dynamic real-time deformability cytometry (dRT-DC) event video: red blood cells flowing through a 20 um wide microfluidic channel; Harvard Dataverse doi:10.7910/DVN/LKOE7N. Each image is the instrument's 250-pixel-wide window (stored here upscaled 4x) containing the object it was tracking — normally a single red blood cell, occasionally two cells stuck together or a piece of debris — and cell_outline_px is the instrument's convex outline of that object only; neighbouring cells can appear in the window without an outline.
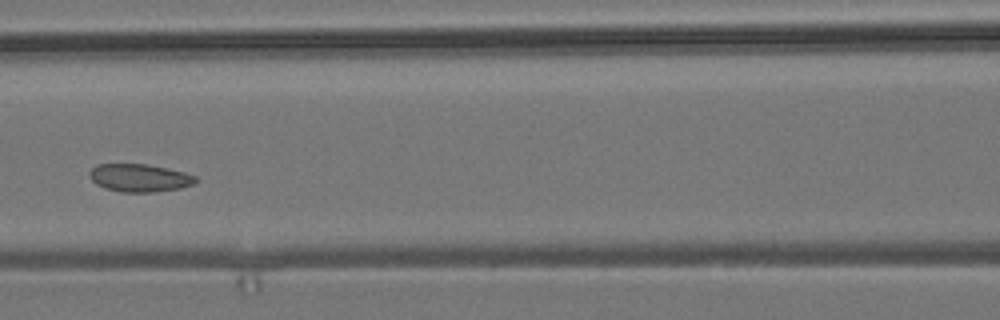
{"species": "common noctule bat (a hibernating species)", "species_latin": "Nyctalus noctula", "temperature_condition": "room temperature", "stored_images_in_passage": 5, "camera_frame_rate_fps": 3000, "um_per_image_px": 0.085, "animal": {"sex": "male", "body_mass_g": 19.2, "forearm_length_mm": 51.8}, "frame": {"image": 1, "passage_image": 5, "time_ms": 1.333, "image_size_px": [1000, 320], "cell_outline_px": [[200, 180], [196, 184], [180, 188], [156, 192], [120, 192], [104, 188], [96, 184], [88, 176], [88, 172], [96, 164], [148, 164], [168, 168], [184, 172], [196, 176]], "centroid_in_image_um": [11.88, 15.12], "position_along_channel_um": 154.7, "area_um2": 17.57}}